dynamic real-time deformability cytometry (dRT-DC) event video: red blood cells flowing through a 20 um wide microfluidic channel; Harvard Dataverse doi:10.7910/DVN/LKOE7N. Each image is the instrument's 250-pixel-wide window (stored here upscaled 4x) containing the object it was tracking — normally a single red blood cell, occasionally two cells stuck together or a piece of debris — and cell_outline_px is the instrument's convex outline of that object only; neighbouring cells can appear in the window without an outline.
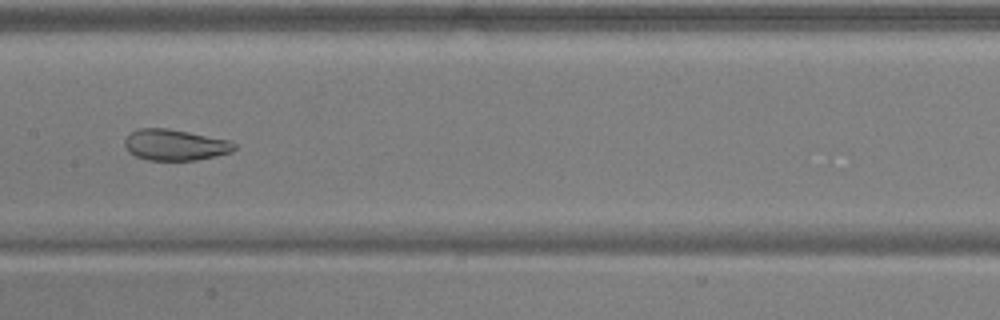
{"species": "common noctule bat (a hibernating species)", "species_latin": "Nyctalus noctula", "temperature_condition": "warm", "stored_images_in_passage": 8, "camera_frame_rate_fps": 3000, "um_per_image_px": 0.085, "animal": {"sex": "male", "body_mass_g": 17.9, "forearm_length_mm": 54.2}, "frame": {"image": 1, "passage_image": 7, "time_ms": 2.0, "image_size_px": [1000, 320], "cell_outline_px": [[236, 148], [232, 152], [216, 156], [196, 160], [148, 160], [136, 156], [128, 152], [124, 144], [124, 140], [132, 132], [140, 128], [168, 128], [228, 140], [236, 144]], "centroid_in_image_um": [14.88, 12.32], "position_along_channel_um": 192.5, "area_um2": 19.77}}
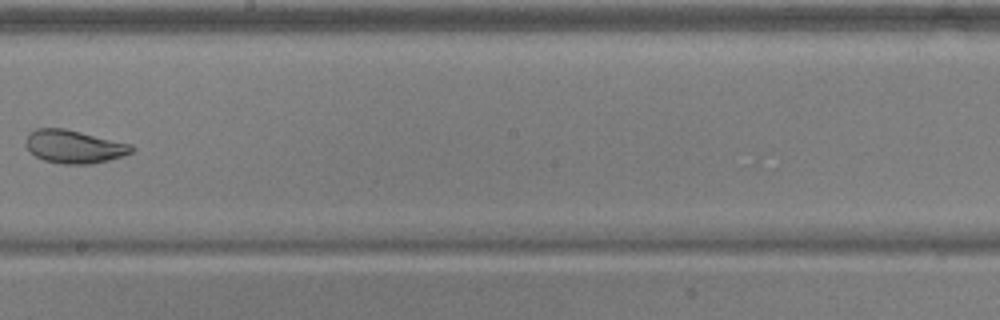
{"frame": {"image": 2, "passage_image": 8, "time_ms": 2.333, "image_size_px": [1000, 320], "cell_outline_px": [[136, 148], [132, 152], [124, 156], [92, 164], [60, 164], [44, 160], [36, 156], [24, 144], [24, 140], [28, 132], [36, 128], [64, 128], [132, 144]], "centroid_in_image_um": [6.29, 12.46], "position_along_channel_um": 241.9, "area_um2": 20.63}}